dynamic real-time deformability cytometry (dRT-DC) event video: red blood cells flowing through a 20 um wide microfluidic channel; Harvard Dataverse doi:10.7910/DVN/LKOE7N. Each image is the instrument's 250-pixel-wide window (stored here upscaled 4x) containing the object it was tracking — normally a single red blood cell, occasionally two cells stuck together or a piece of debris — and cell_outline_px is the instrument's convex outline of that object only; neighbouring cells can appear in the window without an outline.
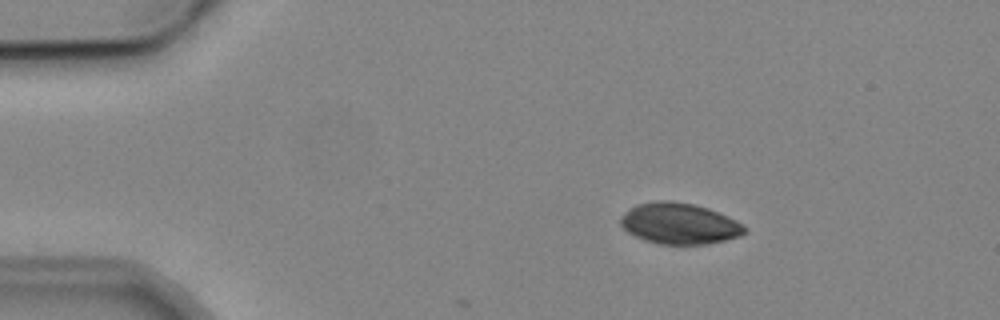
{"species": "common noctule bat (a hibernating species)", "species_latin": "Nyctalus noctula", "temperature_condition": "cold", "stored_images_in_passage": 3, "camera_frame_rate_fps": 3000, "um_per_image_px": 0.085, "animal": {"sex": "male", "body_mass_g": 19.2, "forearm_length_mm": 51.8}, "frame": {"image": 1, "passage_image": 1, "time_ms": 0.0, "image_size_px": [1000, 320], "cell_outline_px": [[748, 232], [740, 236], [708, 244], [660, 244], [644, 240], [628, 232], [620, 224], [620, 216], [636, 204], [692, 204], [708, 208], [736, 220], [748, 228]], "centroid_in_image_um": [57.8, 19.06], "position_along_channel_um": 27.2, "area_um2": 28.73}}
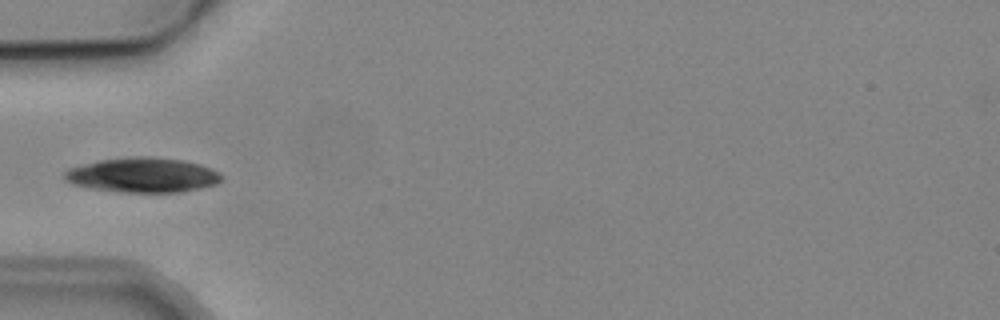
{"frame": {"image": 2, "passage_image": 3, "time_ms": 3.0, "image_size_px": [1000, 320], "cell_outline_px": [[224, 176], [216, 184], [200, 188], [180, 192], [116, 192], [92, 188], [72, 184], [64, 180], [64, 172], [68, 168], [100, 160], [128, 156], [152, 156], [184, 160], [200, 164], [212, 168], [220, 172]], "centroid_in_image_um": [12.14, 14.87], "position_along_channel_um": 72.9, "area_um2": 32.14}}